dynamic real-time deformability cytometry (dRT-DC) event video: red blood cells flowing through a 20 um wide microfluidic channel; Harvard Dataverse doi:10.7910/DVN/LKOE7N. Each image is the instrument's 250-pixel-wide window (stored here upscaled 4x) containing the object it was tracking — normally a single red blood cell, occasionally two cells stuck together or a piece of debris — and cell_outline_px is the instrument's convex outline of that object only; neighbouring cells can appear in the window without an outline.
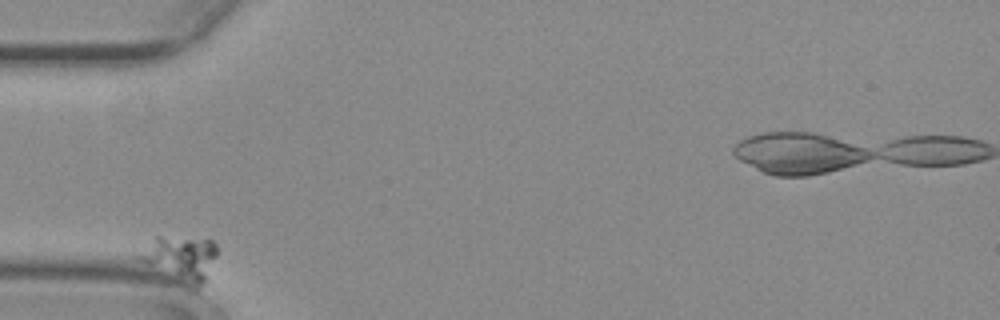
{"species": "common noctule bat (a hibernating species)", "species_latin": "Nyctalus noctula", "temperature_condition": "warm", "stored_images_in_passage": 27, "camera_frame_rate_fps": 3000, "um_per_image_px": 0.085, "animal": {"sex": "female", "body_mass_g": 29.2, "forearm_length_mm": 56.3}, "frame": {"image": 1, "passage_image": 1, "time_ms": 0.0, "image_size_px": [1000, 320], "cell_outline_px": [[216, 256], [204, 280], [200, 284], [184, 284], [176, 280], [140, 260], [136, 256], [152, 236], [160, 236], [212, 240], [216, 244]], "centroid_in_image_um": [15.3, 21.89], "position_along_channel_um": 69.7, "area_um2": 19.71}}
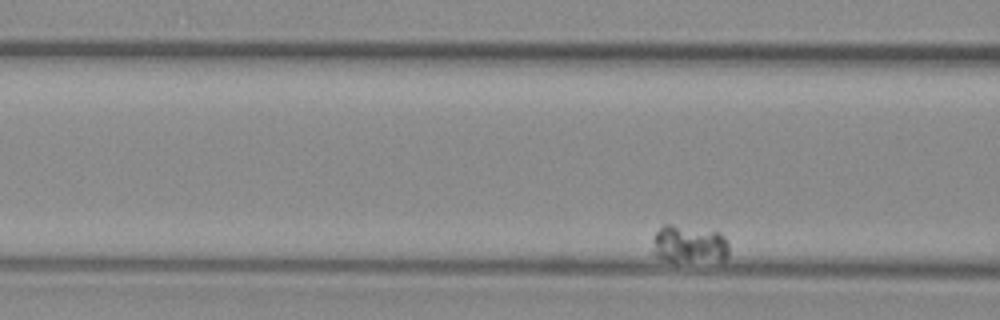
{"frame": {"image": 2, "passage_image": 7, "time_ms": 2.0, "image_size_px": [1000, 320], "cell_outline_px": [[728, 256], [724, 260], [668, 260], [656, 256], [652, 252], [652, 240], [656, 232], [664, 224], [672, 224], [720, 232], [728, 240]], "centroid_in_image_um": [58.58, 20.73], "position_along_channel_um": 108.0, "area_um2": 16.7}}